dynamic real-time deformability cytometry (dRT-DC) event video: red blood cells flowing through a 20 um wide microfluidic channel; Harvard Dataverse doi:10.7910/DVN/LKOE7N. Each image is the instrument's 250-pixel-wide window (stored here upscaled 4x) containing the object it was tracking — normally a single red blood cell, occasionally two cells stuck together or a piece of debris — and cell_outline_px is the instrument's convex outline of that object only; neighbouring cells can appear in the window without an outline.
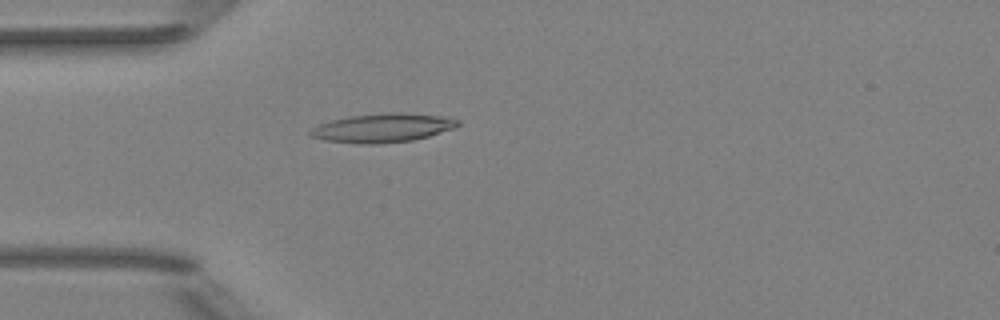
{"species": "Egyptian fruit bat (a non-hibernating species)", "species_latin": "Rousettus aegyptiacus", "temperature_condition": "room temperature", "stored_images_in_passage": 4, "camera_frame_rate_fps": 3000, "um_per_image_px": 0.085, "animal": {"sex": "female"}, "frame": {"image": 1, "passage_image": 4, "time_ms": 4.333, "image_size_px": [1000, 320], "cell_outline_px": [[460, 124], [456, 128], [428, 136], [412, 140], [376, 144], [360, 144], [324, 140], [312, 136], [308, 132], [312, 128], [320, 124], [332, 120], [352, 116], [392, 112], [396, 112], [440, 116], [460, 120]], "centroid_in_image_um": [32.54, 10.88], "position_along_channel_um": 52.5, "area_um2": 24.51}}